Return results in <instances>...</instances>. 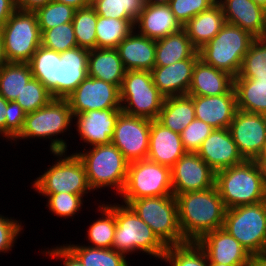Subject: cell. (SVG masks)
<instances>
[{"label": "cell", "mask_w": 266, "mask_h": 266, "mask_svg": "<svg viewBox=\"0 0 266 266\" xmlns=\"http://www.w3.org/2000/svg\"><path fill=\"white\" fill-rule=\"evenodd\" d=\"M89 50L75 47L56 52L40 45L28 62L33 78L38 79L53 98L66 99L88 76Z\"/></svg>", "instance_id": "1"}, {"label": "cell", "mask_w": 266, "mask_h": 266, "mask_svg": "<svg viewBox=\"0 0 266 266\" xmlns=\"http://www.w3.org/2000/svg\"><path fill=\"white\" fill-rule=\"evenodd\" d=\"M176 200L179 227L186 242H197L206 233L223 227L226 207L216 186L178 194Z\"/></svg>", "instance_id": "2"}, {"label": "cell", "mask_w": 266, "mask_h": 266, "mask_svg": "<svg viewBox=\"0 0 266 266\" xmlns=\"http://www.w3.org/2000/svg\"><path fill=\"white\" fill-rule=\"evenodd\" d=\"M215 186L226 209L266 201L262 172L255 160L217 171Z\"/></svg>", "instance_id": "3"}, {"label": "cell", "mask_w": 266, "mask_h": 266, "mask_svg": "<svg viewBox=\"0 0 266 266\" xmlns=\"http://www.w3.org/2000/svg\"><path fill=\"white\" fill-rule=\"evenodd\" d=\"M106 206L115 214L114 250L124 255L142 252L158 259L163 257L167 247L128 205L107 202Z\"/></svg>", "instance_id": "4"}, {"label": "cell", "mask_w": 266, "mask_h": 266, "mask_svg": "<svg viewBox=\"0 0 266 266\" xmlns=\"http://www.w3.org/2000/svg\"><path fill=\"white\" fill-rule=\"evenodd\" d=\"M72 121L73 114L67 99L53 98L44 107L26 115L23 129L13 141L27 138L50 139L51 153L66 152L67 142L57 135L70 131L68 129Z\"/></svg>", "instance_id": "5"}, {"label": "cell", "mask_w": 266, "mask_h": 266, "mask_svg": "<svg viewBox=\"0 0 266 266\" xmlns=\"http://www.w3.org/2000/svg\"><path fill=\"white\" fill-rule=\"evenodd\" d=\"M255 39L248 31L225 23L219 33L198 50L199 59L235 78Z\"/></svg>", "instance_id": "6"}, {"label": "cell", "mask_w": 266, "mask_h": 266, "mask_svg": "<svg viewBox=\"0 0 266 266\" xmlns=\"http://www.w3.org/2000/svg\"><path fill=\"white\" fill-rule=\"evenodd\" d=\"M82 151L75 154L85 166L91 189L94 191L110 187L120 195L127 180L129 164L122 152L112 143L92 146L89 151Z\"/></svg>", "instance_id": "7"}, {"label": "cell", "mask_w": 266, "mask_h": 266, "mask_svg": "<svg viewBox=\"0 0 266 266\" xmlns=\"http://www.w3.org/2000/svg\"><path fill=\"white\" fill-rule=\"evenodd\" d=\"M166 246L186 243L178 222V205L174 195L122 200Z\"/></svg>", "instance_id": "8"}, {"label": "cell", "mask_w": 266, "mask_h": 266, "mask_svg": "<svg viewBox=\"0 0 266 266\" xmlns=\"http://www.w3.org/2000/svg\"><path fill=\"white\" fill-rule=\"evenodd\" d=\"M34 11L17 9L0 28L3 62L28 63L41 45Z\"/></svg>", "instance_id": "9"}, {"label": "cell", "mask_w": 266, "mask_h": 266, "mask_svg": "<svg viewBox=\"0 0 266 266\" xmlns=\"http://www.w3.org/2000/svg\"><path fill=\"white\" fill-rule=\"evenodd\" d=\"M165 97L153 83L150 71L127 70L120 87L123 113L156 120Z\"/></svg>", "instance_id": "10"}, {"label": "cell", "mask_w": 266, "mask_h": 266, "mask_svg": "<svg viewBox=\"0 0 266 266\" xmlns=\"http://www.w3.org/2000/svg\"><path fill=\"white\" fill-rule=\"evenodd\" d=\"M51 153L58 159L39 177L32 188L37 193H71L85 196L93 191L89 186L86 169L81 159L74 152Z\"/></svg>", "instance_id": "11"}, {"label": "cell", "mask_w": 266, "mask_h": 266, "mask_svg": "<svg viewBox=\"0 0 266 266\" xmlns=\"http://www.w3.org/2000/svg\"><path fill=\"white\" fill-rule=\"evenodd\" d=\"M222 228L251 255L266 253V201L226 209Z\"/></svg>", "instance_id": "12"}, {"label": "cell", "mask_w": 266, "mask_h": 266, "mask_svg": "<svg viewBox=\"0 0 266 266\" xmlns=\"http://www.w3.org/2000/svg\"><path fill=\"white\" fill-rule=\"evenodd\" d=\"M173 195L171 168L148 159L128 164L123 200Z\"/></svg>", "instance_id": "13"}, {"label": "cell", "mask_w": 266, "mask_h": 266, "mask_svg": "<svg viewBox=\"0 0 266 266\" xmlns=\"http://www.w3.org/2000/svg\"><path fill=\"white\" fill-rule=\"evenodd\" d=\"M151 120L121 113L118 116L111 143L130 163L148 155Z\"/></svg>", "instance_id": "14"}, {"label": "cell", "mask_w": 266, "mask_h": 266, "mask_svg": "<svg viewBox=\"0 0 266 266\" xmlns=\"http://www.w3.org/2000/svg\"><path fill=\"white\" fill-rule=\"evenodd\" d=\"M66 99L73 115L91 110L121 108L120 88L90 76H87Z\"/></svg>", "instance_id": "15"}, {"label": "cell", "mask_w": 266, "mask_h": 266, "mask_svg": "<svg viewBox=\"0 0 266 266\" xmlns=\"http://www.w3.org/2000/svg\"><path fill=\"white\" fill-rule=\"evenodd\" d=\"M228 129L244 160H256L266 142V115L237 109Z\"/></svg>", "instance_id": "16"}, {"label": "cell", "mask_w": 266, "mask_h": 266, "mask_svg": "<svg viewBox=\"0 0 266 266\" xmlns=\"http://www.w3.org/2000/svg\"><path fill=\"white\" fill-rule=\"evenodd\" d=\"M173 195L215 186L216 172L197 154L186 152L171 168Z\"/></svg>", "instance_id": "17"}, {"label": "cell", "mask_w": 266, "mask_h": 266, "mask_svg": "<svg viewBox=\"0 0 266 266\" xmlns=\"http://www.w3.org/2000/svg\"><path fill=\"white\" fill-rule=\"evenodd\" d=\"M197 244L211 263L249 266L252 255L223 228L206 233Z\"/></svg>", "instance_id": "18"}, {"label": "cell", "mask_w": 266, "mask_h": 266, "mask_svg": "<svg viewBox=\"0 0 266 266\" xmlns=\"http://www.w3.org/2000/svg\"><path fill=\"white\" fill-rule=\"evenodd\" d=\"M121 108L91 110L73 115L80 139L89 146L110 144Z\"/></svg>", "instance_id": "19"}, {"label": "cell", "mask_w": 266, "mask_h": 266, "mask_svg": "<svg viewBox=\"0 0 266 266\" xmlns=\"http://www.w3.org/2000/svg\"><path fill=\"white\" fill-rule=\"evenodd\" d=\"M197 154L215 172L244 161L228 128L214 129L202 142Z\"/></svg>", "instance_id": "20"}, {"label": "cell", "mask_w": 266, "mask_h": 266, "mask_svg": "<svg viewBox=\"0 0 266 266\" xmlns=\"http://www.w3.org/2000/svg\"><path fill=\"white\" fill-rule=\"evenodd\" d=\"M189 96H192L196 119L209 124L213 129L229 128L237 111L234 87L218 96Z\"/></svg>", "instance_id": "21"}, {"label": "cell", "mask_w": 266, "mask_h": 266, "mask_svg": "<svg viewBox=\"0 0 266 266\" xmlns=\"http://www.w3.org/2000/svg\"><path fill=\"white\" fill-rule=\"evenodd\" d=\"M199 59L198 50L188 59L167 66H154L150 71L153 83L166 98L187 95L192 79L193 68Z\"/></svg>", "instance_id": "22"}, {"label": "cell", "mask_w": 266, "mask_h": 266, "mask_svg": "<svg viewBox=\"0 0 266 266\" xmlns=\"http://www.w3.org/2000/svg\"><path fill=\"white\" fill-rule=\"evenodd\" d=\"M225 22L238 26L256 38L266 37V10L253 0H217Z\"/></svg>", "instance_id": "23"}, {"label": "cell", "mask_w": 266, "mask_h": 266, "mask_svg": "<svg viewBox=\"0 0 266 266\" xmlns=\"http://www.w3.org/2000/svg\"><path fill=\"white\" fill-rule=\"evenodd\" d=\"M184 150L181 135L151 120L148 160L172 168Z\"/></svg>", "instance_id": "24"}, {"label": "cell", "mask_w": 266, "mask_h": 266, "mask_svg": "<svg viewBox=\"0 0 266 266\" xmlns=\"http://www.w3.org/2000/svg\"><path fill=\"white\" fill-rule=\"evenodd\" d=\"M182 28L168 4H146L134 24L136 32L154 40L176 33Z\"/></svg>", "instance_id": "25"}, {"label": "cell", "mask_w": 266, "mask_h": 266, "mask_svg": "<svg viewBox=\"0 0 266 266\" xmlns=\"http://www.w3.org/2000/svg\"><path fill=\"white\" fill-rule=\"evenodd\" d=\"M116 49L126 70L151 71L155 66L156 40L136 33V29Z\"/></svg>", "instance_id": "26"}, {"label": "cell", "mask_w": 266, "mask_h": 266, "mask_svg": "<svg viewBox=\"0 0 266 266\" xmlns=\"http://www.w3.org/2000/svg\"><path fill=\"white\" fill-rule=\"evenodd\" d=\"M232 87L231 75L198 59L193 68L187 95L218 96L226 94Z\"/></svg>", "instance_id": "27"}, {"label": "cell", "mask_w": 266, "mask_h": 266, "mask_svg": "<svg viewBox=\"0 0 266 266\" xmlns=\"http://www.w3.org/2000/svg\"><path fill=\"white\" fill-rule=\"evenodd\" d=\"M126 71L116 48L89 50L88 76L120 88Z\"/></svg>", "instance_id": "28"}, {"label": "cell", "mask_w": 266, "mask_h": 266, "mask_svg": "<svg viewBox=\"0 0 266 266\" xmlns=\"http://www.w3.org/2000/svg\"><path fill=\"white\" fill-rule=\"evenodd\" d=\"M225 23L222 8L216 3L208 10L191 18L183 29L187 32L192 45L199 50L219 33Z\"/></svg>", "instance_id": "29"}, {"label": "cell", "mask_w": 266, "mask_h": 266, "mask_svg": "<svg viewBox=\"0 0 266 266\" xmlns=\"http://www.w3.org/2000/svg\"><path fill=\"white\" fill-rule=\"evenodd\" d=\"M195 118L192 96L178 95L164 99L156 120L164 127L181 134Z\"/></svg>", "instance_id": "30"}, {"label": "cell", "mask_w": 266, "mask_h": 266, "mask_svg": "<svg viewBox=\"0 0 266 266\" xmlns=\"http://www.w3.org/2000/svg\"><path fill=\"white\" fill-rule=\"evenodd\" d=\"M196 51L187 32L182 28L176 33L156 40L155 66H167L188 59Z\"/></svg>", "instance_id": "31"}, {"label": "cell", "mask_w": 266, "mask_h": 266, "mask_svg": "<svg viewBox=\"0 0 266 266\" xmlns=\"http://www.w3.org/2000/svg\"><path fill=\"white\" fill-rule=\"evenodd\" d=\"M237 109L266 115V79L233 78Z\"/></svg>", "instance_id": "32"}, {"label": "cell", "mask_w": 266, "mask_h": 266, "mask_svg": "<svg viewBox=\"0 0 266 266\" xmlns=\"http://www.w3.org/2000/svg\"><path fill=\"white\" fill-rule=\"evenodd\" d=\"M32 78L28 63L1 62L0 95L7 101H14Z\"/></svg>", "instance_id": "33"}, {"label": "cell", "mask_w": 266, "mask_h": 266, "mask_svg": "<svg viewBox=\"0 0 266 266\" xmlns=\"http://www.w3.org/2000/svg\"><path fill=\"white\" fill-rule=\"evenodd\" d=\"M132 19L104 18L97 15L96 48H117L134 30Z\"/></svg>", "instance_id": "34"}, {"label": "cell", "mask_w": 266, "mask_h": 266, "mask_svg": "<svg viewBox=\"0 0 266 266\" xmlns=\"http://www.w3.org/2000/svg\"><path fill=\"white\" fill-rule=\"evenodd\" d=\"M83 263V266H129L127 257L113 248H93L80 244H65Z\"/></svg>", "instance_id": "35"}, {"label": "cell", "mask_w": 266, "mask_h": 266, "mask_svg": "<svg viewBox=\"0 0 266 266\" xmlns=\"http://www.w3.org/2000/svg\"><path fill=\"white\" fill-rule=\"evenodd\" d=\"M106 203L98 206V212L102 217L90 225L88 235V246L93 248L111 249L114 240V233L116 228L115 214L105 205ZM90 242L92 243L91 245Z\"/></svg>", "instance_id": "36"}, {"label": "cell", "mask_w": 266, "mask_h": 266, "mask_svg": "<svg viewBox=\"0 0 266 266\" xmlns=\"http://www.w3.org/2000/svg\"><path fill=\"white\" fill-rule=\"evenodd\" d=\"M145 0H92L96 14L104 18L132 19L134 22L144 9Z\"/></svg>", "instance_id": "37"}, {"label": "cell", "mask_w": 266, "mask_h": 266, "mask_svg": "<svg viewBox=\"0 0 266 266\" xmlns=\"http://www.w3.org/2000/svg\"><path fill=\"white\" fill-rule=\"evenodd\" d=\"M78 47L96 49L97 14L92 6L76 9L72 20Z\"/></svg>", "instance_id": "38"}, {"label": "cell", "mask_w": 266, "mask_h": 266, "mask_svg": "<svg viewBox=\"0 0 266 266\" xmlns=\"http://www.w3.org/2000/svg\"><path fill=\"white\" fill-rule=\"evenodd\" d=\"M161 260L169 266H208V258L197 242L169 246Z\"/></svg>", "instance_id": "39"}, {"label": "cell", "mask_w": 266, "mask_h": 266, "mask_svg": "<svg viewBox=\"0 0 266 266\" xmlns=\"http://www.w3.org/2000/svg\"><path fill=\"white\" fill-rule=\"evenodd\" d=\"M235 78L266 79V37L253 41Z\"/></svg>", "instance_id": "40"}, {"label": "cell", "mask_w": 266, "mask_h": 266, "mask_svg": "<svg viewBox=\"0 0 266 266\" xmlns=\"http://www.w3.org/2000/svg\"><path fill=\"white\" fill-rule=\"evenodd\" d=\"M41 33L60 24L72 22L76 9L55 0L49 1L35 11Z\"/></svg>", "instance_id": "41"}, {"label": "cell", "mask_w": 266, "mask_h": 266, "mask_svg": "<svg viewBox=\"0 0 266 266\" xmlns=\"http://www.w3.org/2000/svg\"><path fill=\"white\" fill-rule=\"evenodd\" d=\"M41 45L56 52L77 47L72 22L44 30L41 34Z\"/></svg>", "instance_id": "42"}, {"label": "cell", "mask_w": 266, "mask_h": 266, "mask_svg": "<svg viewBox=\"0 0 266 266\" xmlns=\"http://www.w3.org/2000/svg\"><path fill=\"white\" fill-rule=\"evenodd\" d=\"M52 99L53 96L45 86L38 79L32 78L14 101L28 114L44 107Z\"/></svg>", "instance_id": "43"}, {"label": "cell", "mask_w": 266, "mask_h": 266, "mask_svg": "<svg viewBox=\"0 0 266 266\" xmlns=\"http://www.w3.org/2000/svg\"><path fill=\"white\" fill-rule=\"evenodd\" d=\"M39 194L47 198L48 203L46 206L50 212L62 218H73L82 209L84 202L83 195L65 192Z\"/></svg>", "instance_id": "44"}, {"label": "cell", "mask_w": 266, "mask_h": 266, "mask_svg": "<svg viewBox=\"0 0 266 266\" xmlns=\"http://www.w3.org/2000/svg\"><path fill=\"white\" fill-rule=\"evenodd\" d=\"M217 0H170L168 6L183 27L191 18L208 10Z\"/></svg>", "instance_id": "45"}, {"label": "cell", "mask_w": 266, "mask_h": 266, "mask_svg": "<svg viewBox=\"0 0 266 266\" xmlns=\"http://www.w3.org/2000/svg\"><path fill=\"white\" fill-rule=\"evenodd\" d=\"M213 130L209 124L195 118L180 134L184 150L197 153L202 142Z\"/></svg>", "instance_id": "46"}, {"label": "cell", "mask_w": 266, "mask_h": 266, "mask_svg": "<svg viewBox=\"0 0 266 266\" xmlns=\"http://www.w3.org/2000/svg\"><path fill=\"white\" fill-rule=\"evenodd\" d=\"M22 222L0 214V254L9 253L23 230ZM17 238V239H16Z\"/></svg>", "instance_id": "47"}, {"label": "cell", "mask_w": 266, "mask_h": 266, "mask_svg": "<svg viewBox=\"0 0 266 266\" xmlns=\"http://www.w3.org/2000/svg\"><path fill=\"white\" fill-rule=\"evenodd\" d=\"M26 112L15 101H8V116L5 121V138L12 142L22 131Z\"/></svg>", "instance_id": "48"}, {"label": "cell", "mask_w": 266, "mask_h": 266, "mask_svg": "<svg viewBox=\"0 0 266 266\" xmlns=\"http://www.w3.org/2000/svg\"><path fill=\"white\" fill-rule=\"evenodd\" d=\"M42 254L49 255L51 259L63 260L64 266H83L81 260L65 244L45 250Z\"/></svg>", "instance_id": "49"}, {"label": "cell", "mask_w": 266, "mask_h": 266, "mask_svg": "<svg viewBox=\"0 0 266 266\" xmlns=\"http://www.w3.org/2000/svg\"><path fill=\"white\" fill-rule=\"evenodd\" d=\"M16 10L15 0H0V28Z\"/></svg>", "instance_id": "50"}, {"label": "cell", "mask_w": 266, "mask_h": 266, "mask_svg": "<svg viewBox=\"0 0 266 266\" xmlns=\"http://www.w3.org/2000/svg\"><path fill=\"white\" fill-rule=\"evenodd\" d=\"M49 1L51 0H15L17 9L23 11H35Z\"/></svg>", "instance_id": "51"}, {"label": "cell", "mask_w": 266, "mask_h": 266, "mask_svg": "<svg viewBox=\"0 0 266 266\" xmlns=\"http://www.w3.org/2000/svg\"><path fill=\"white\" fill-rule=\"evenodd\" d=\"M8 116V101L0 95V134L5 137V121Z\"/></svg>", "instance_id": "52"}, {"label": "cell", "mask_w": 266, "mask_h": 266, "mask_svg": "<svg viewBox=\"0 0 266 266\" xmlns=\"http://www.w3.org/2000/svg\"><path fill=\"white\" fill-rule=\"evenodd\" d=\"M55 1L72 6L75 9H81L92 5V0H55Z\"/></svg>", "instance_id": "53"}, {"label": "cell", "mask_w": 266, "mask_h": 266, "mask_svg": "<svg viewBox=\"0 0 266 266\" xmlns=\"http://www.w3.org/2000/svg\"><path fill=\"white\" fill-rule=\"evenodd\" d=\"M249 266H266V253L253 254Z\"/></svg>", "instance_id": "54"}, {"label": "cell", "mask_w": 266, "mask_h": 266, "mask_svg": "<svg viewBox=\"0 0 266 266\" xmlns=\"http://www.w3.org/2000/svg\"><path fill=\"white\" fill-rule=\"evenodd\" d=\"M259 164V167L262 172L264 186L266 188V161H256Z\"/></svg>", "instance_id": "55"}, {"label": "cell", "mask_w": 266, "mask_h": 266, "mask_svg": "<svg viewBox=\"0 0 266 266\" xmlns=\"http://www.w3.org/2000/svg\"><path fill=\"white\" fill-rule=\"evenodd\" d=\"M255 161H266V142L264 143V147Z\"/></svg>", "instance_id": "56"}, {"label": "cell", "mask_w": 266, "mask_h": 266, "mask_svg": "<svg viewBox=\"0 0 266 266\" xmlns=\"http://www.w3.org/2000/svg\"><path fill=\"white\" fill-rule=\"evenodd\" d=\"M170 0H145L146 4H168Z\"/></svg>", "instance_id": "57"}, {"label": "cell", "mask_w": 266, "mask_h": 266, "mask_svg": "<svg viewBox=\"0 0 266 266\" xmlns=\"http://www.w3.org/2000/svg\"><path fill=\"white\" fill-rule=\"evenodd\" d=\"M257 5L266 10V0H253Z\"/></svg>", "instance_id": "58"}, {"label": "cell", "mask_w": 266, "mask_h": 266, "mask_svg": "<svg viewBox=\"0 0 266 266\" xmlns=\"http://www.w3.org/2000/svg\"><path fill=\"white\" fill-rule=\"evenodd\" d=\"M208 266H229V265L220 264V263H211L208 261Z\"/></svg>", "instance_id": "59"}, {"label": "cell", "mask_w": 266, "mask_h": 266, "mask_svg": "<svg viewBox=\"0 0 266 266\" xmlns=\"http://www.w3.org/2000/svg\"><path fill=\"white\" fill-rule=\"evenodd\" d=\"M3 62V54H2V44H1V36H0V63Z\"/></svg>", "instance_id": "60"}]
</instances>
